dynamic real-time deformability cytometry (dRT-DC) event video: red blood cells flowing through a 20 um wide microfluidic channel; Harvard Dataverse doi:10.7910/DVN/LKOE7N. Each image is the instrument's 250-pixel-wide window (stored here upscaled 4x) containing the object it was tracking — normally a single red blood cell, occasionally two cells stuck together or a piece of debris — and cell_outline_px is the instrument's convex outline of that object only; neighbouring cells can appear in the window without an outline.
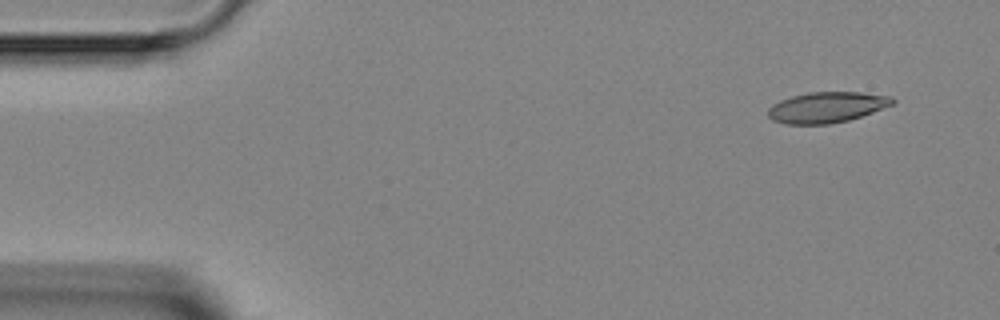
{"species": "Egyptian fruit bat (a non-hibernating species)", "species_latin": "Rousettus aegyptiacus", "temperature_condition": "room temperature", "stored_images_in_passage": 4, "camera_frame_rate_fps": 3000, "um_per_image_px": 0.085, "animal": {"sex": "female"}, "frame": {"image": 1, "passage_image": 1, "time_ms": 0.0, "image_size_px": [1000, 320], "cell_outline_px": [[896, 100], [892, 104], [872, 112], [848, 120], [828, 124], [788, 124], [772, 120], [768, 116], [768, 108], [772, 104], [780, 100], [792, 96], [808, 92], [860, 92], [892, 96]], "centroid_in_image_um": [70.25, 9.11], "position_along_channel_um": 14.7, "area_um2": 22.2}}
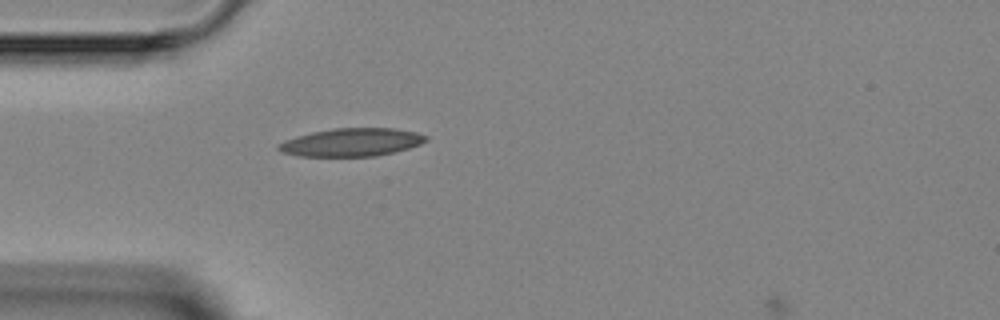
{"frame": {"image": 2, "passage_image": 4, "time_ms": 3.333, "image_size_px": [1000, 320], "cell_outline_px": [[428, 140], [420, 144], [408, 148], [376, 156], [300, 156], [280, 152], [276, 148], [276, 144], [284, 140], [296, 136], [312, 132], [336, 128], [392, 128], [416, 132], [428, 136]], "centroid_in_image_um": [29.84, 12.09], "position_along_channel_um": 55.2, "area_um2": 24.1}}